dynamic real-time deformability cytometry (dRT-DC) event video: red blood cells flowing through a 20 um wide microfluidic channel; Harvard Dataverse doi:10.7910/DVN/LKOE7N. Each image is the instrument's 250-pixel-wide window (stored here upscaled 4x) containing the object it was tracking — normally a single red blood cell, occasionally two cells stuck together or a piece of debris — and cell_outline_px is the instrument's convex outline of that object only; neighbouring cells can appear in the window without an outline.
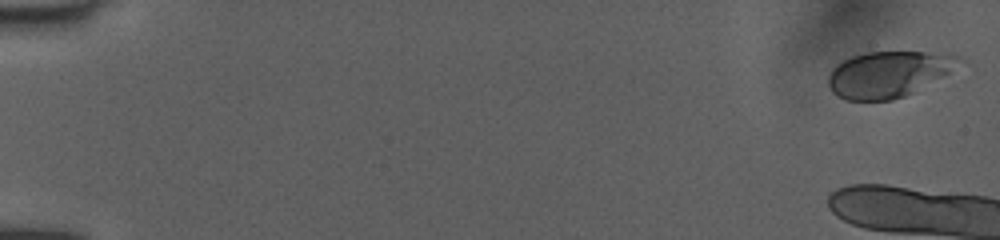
{"species": "human", "species_latin": "Homo sapiens", "temperature_condition": "room temperature", "stored_images_in_passage": 7, "camera_frame_rate_fps": 3000, "um_per_image_px": 0.085, "donor": {"sex": "female"}, "frame": {"image": 1, "passage_image": 1, "time_ms": 0.0, "image_size_px": [1000, 240], "cell_outline_px": [[968, 64], [904, 96], [892, 100], [848, 100], [836, 96], [832, 92], [828, 84], [828, 76], [832, 68], [836, 64], [852, 56], [868, 52], [924, 52], [964, 56], [968, 60]], "centroid_in_image_um": [75.61, 6.29], "position_along_channel_um": 9.4, "area_um2": 35.55}}